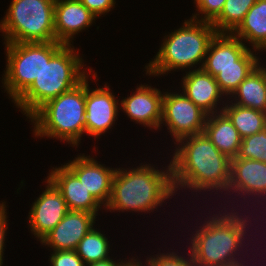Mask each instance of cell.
<instances>
[{
    "label": "cell",
    "mask_w": 266,
    "mask_h": 266,
    "mask_svg": "<svg viewBox=\"0 0 266 266\" xmlns=\"http://www.w3.org/2000/svg\"><path fill=\"white\" fill-rule=\"evenodd\" d=\"M175 144L179 146L170 161L175 191L180 187L193 192L228 190L231 159L221 153L204 132L184 137Z\"/></svg>",
    "instance_id": "obj_1"
},
{
    "label": "cell",
    "mask_w": 266,
    "mask_h": 266,
    "mask_svg": "<svg viewBox=\"0 0 266 266\" xmlns=\"http://www.w3.org/2000/svg\"><path fill=\"white\" fill-rule=\"evenodd\" d=\"M224 209L225 213L220 211L216 215L213 213V216L207 217L209 219L204 220V223L198 227L199 229L194 231L195 233L192 232L190 253L195 266H238L245 264L246 261L242 259L245 256L243 255V247L246 246L245 239L246 241L249 240L246 236H250L247 235V232L251 227V224L249 225L251 218L242 214L243 218L241 213L239 215V212H234L233 207L231 208L232 212H227L226 206ZM241 254L242 258H240Z\"/></svg>",
    "instance_id": "obj_2"
},
{
    "label": "cell",
    "mask_w": 266,
    "mask_h": 266,
    "mask_svg": "<svg viewBox=\"0 0 266 266\" xmlns=\"http://www.w3.org/2000/svg\"><path fill=\"white\" fill-rule=\"evenodd\" d=\"M132 169L116 168L111 196L104 209L114 211L153 212L176 193L171 162L165 169L139 164ZM171 196V197H170Z\"/></svg>",
    "instance_id": "obj_3"
},
{
    "label": "cell",
    "mask_w": 266,
    "mask_h": 266,
    "mask_svg": "<svg viewBox=\"0 0 266 266\" xmlns=\"http://www.w3.org/2000/svg\"><path fill=\"white\" fill-rule=\"evenodd\" d=\"M83 61L73 45H64L45 62L38 78L14 101L15 106L30 118L47 101L71 90L87 77Z\"/></svg>",
    "instance_id": "obj_4"
},
{
    "label": "cell",
    "mask_w": 266,
    "mask_h": 266,
    "mask_svg": "<svg viewBox=\"0 0 266 266\" xmlns=\"http://www.w3.org/2000/svg\"><path fill=\"white\" fill-rule=\"evenodd\" d=\"M216 34L210 22L192 18L185 20L182 27L164 36L155 58L145 66L146 74L159 76L185 68L190 71L199 63L202 64L197 69H201L209 44Z\"/></svg>",
    "instance_id": "obj_5"
},
{
    "label": "cell",
    "mask_w": 266,
    "mask_h": 266,
    "mask_svg": "<svg viewBox=\"0 0 266 266\" xmlns=\"http://www.w3.org/2000/svg\"><path fill=\"white\" fill-rule=\"evenodd\" d=\"M86 78L71 90L47 101L29 119L36 137L59 139L77 147L85 127Z\"/></svg>",
    "instance_id": "obj_6"
},
{
    "label": "cell",
    "mask_w": 266,
    "mask_h": 266,
    "mask_svg": "<svg viewBox=\"0 0 266 266\" xmlns=\"http://www.w3.org/2000/svg\"><path fill=\"white\" fill-rule=\"evenodd\" d=\"M56 0H12L0 21L4 43L54 42Z\"/></svg>",
    "instance_id": "obj_7"
},
{
    "label": "cell",
    "mask_w": 266,
    "mask_h": 266,
    "mask_svg": "<svg viewBox=\"0 0 266 266\" xmlns=\"http://www.w3.org/2000/svg\"><path fill=\"white\" fill-rule=\"evenodd\" d=\"M4 44L7 63L2 84L12 102L38 78L45 62L64 46L56 41Z\"/></svg>",
    "instance_id": "obj_8"
},
{
    "label": "cell",
    "mask_w": 266,
    "mask_h": 266,
    "mask_svg": "<svg viewBox=\"0 0 266 266\" xmlns=\"http://www.w3.org/2000/svg\"><path fill=\"white\" fill-rule=\"evenodd\" d=\"M208 114L196 106L183 92H164L161 124L177 143L180 139L204 132ZM165 122V123H164Z\"/></svg>",
    "instance_id": "obj_9"
},
{
    "label": "cell",
    "mask_w": 266,
    "mask_h": 266,
    "mask_svg": "<svg viewBox=\"0 0 266 266\" xmlns=\"http://www.w3.org/2000/svg\"><path fill=\"white\" fill-rule=\"evenodd\" d=\"M88 76L86 77L85 127L86 134L94 137L105 134L113 127L117 120L118 103L109 85L104 88L90 89ZM119 108V109H118Z\"/></svg>",
    "instance_id": "obj_10"
},
{
    "label": "cell",
    "mask_w": 266,
    "mask_h": 266,
    "mask_svg": "<svg viewBox=\"0 0 266 266\" xmlns=\"http://www.w3.org/2000/svg\"><path fill=\"white\" fill-rule=\"evenodd\" d=\"M47 186L29 211L30 230L41 241L67 214L68 207L60 191L47 178Z\"/></svg>",
    "instance_id": "obj_11"
},
{
    "label": "cell",
    "mask_w": 266,
    "mask_h": 266,
    "mask_svg": "<svg viewBox=\"0 0 266 266\" xmlns=\"http://www.w3.org/2000/svg\"><path fill=\"white\" fill-rule=\"evenodd\" d=\"M90 191V194L104 207H106L112 188V180L116 168L100 164L97 160L80 154L73 161L64 164Z\"/></svg>",
    "instance_id": "obj_12"
},
{
    "label": "cell",
    "mask_w": 266,
    "mask_h": 266,
    "mask_svg": "<svg viewBox=\"0 0 266 266\" xmlns=\"http://www.w3.org/2000/svg\"><path fill=\"white\" fill-rule=\"evenodd\" d=\"M96 215L68 210L64 218L40 241L53 251L76 250L81 239L94 227Z\"/></svg>",
    "instance_id": "obj_13"
},
{
    "label": "cell",
    "mask_w": 266,
    "mask_h": 266,
    "mask_svg": "<svg viewBox=\"0 0 266 266\" xmlns=\"http://www.w3.org/2000/svg\"><path fill=\"white\" fill-rule=\"evenodd\" d=\"M163 95L160 89L141 84L133 94L120 101L119 106L131 121L160 130Z\"/></svg>",
    "instance_id": "obj_14"
},
{
    "label": "cell",
    "mask_w": 266,
    "mask_h": 266,
    "mask_svg": "<svg viewBox=\"0 0 266 266\" xmlns=\"http://www.w3.org/2000/svg\"><path fill=\"white\" fill-rule=\"evenodd\" d=\"M230 191L233 194L236 192V196H244V202L247 195L248 198L255 197L254 201L257 202L256 198L266 193V163L253 159H231L230 182L224 194L231 196L228 194Z\"/></svg>",
    "instance_id": "obj_15"
},
{
    "label": "cell",
    "mask_w": 266,
    "mask_h": 266,
    "mask_svg": "<svg viewBox=\"0 0 266 266\" xmlns=\"http://www.w3.org/2000/svg\"><path fill=\"white\" fill-rule=\"evenodd\" d=\"M95 19L97 17L80 0H56L54 12L56 42L72 45L74 35L94 24Z\"/></svg>",
    "instance_id": "obj_16"
},
{
    "label": "cell",
    "mask_w": 266,
    "mask_h": 266,
    "mask_svg": "<svg viewBox=\"0 0 266 266\" xmlns=\"http://www.w3.org/2000/svg\"><path fill=\"white\" fill-rule=\"evenodd\" d=\"M47 178L60 191L66 201L68 210L84 211L98 215L102 205L65 165L58 168L53 167Z\"/></svg>",
    "instance_id": "obj_17"
},
{
    "label": "cell",
    "mask_w": 266,
    "mask_h": 266,
    "mask_svg": "<svg viewBox=\"0 0 266 266\" xmlns=\"http://www.w3.org/2000/svg\"><path fill=\"white\" fill-rule=\"evenodd\" d=\"M181 81L183 93L208 115L217 113L220 109L223 110V107L219 108L217 105L221 103L224 94L215 77L202 68L187 71Z\"/></svg>",
    "instance_id": "obj_18"
},
{
    "label": "cell",
    "mask_w": 266,
    "mask_h": 266,
    "mask_svg": "<svg viewBox=\"0 0 266 266\" xmlns=\"http://www.w3.org/2000/svg\"><path fill=\"white\" fill-rule=\"evenodd\" d=\"M249 49L230 33H217L211 40L202 69L215 77L221 68L238 66V59Z\"/></svg>",
    "instance_id": "obj_19"
},
{
    "label": "cell",
    "mask_w": 266,
    "mask_h": 266,
    "mask_svg": "<svg viewBox=\"0 0 266 266\" xmlns=\"http://www.w3.org/2000/svg\"><path fill=\"white\" fill-rule=\"evenodd\" d=\"M204 134L221 153L230 159L237 157L242 137L223 111L208 115Z\"/></svg>",
    "instance_id": "obj_20"
},
{
    "label": "cell",
    "mask_w": 266,
    "mask_h": 266,
    "mask_svg": "<svg viewBox=\"0 0 266 266\" xmlns=\"http://www.w3.org/2000/svg\"><path fill=\"white\" fill-rule=\"evenodd\" d=\"M234 104L266 113V68L261 63L238 85L229 98Z\"/></svg>",
    "instance_id": "obj_21"
},
{
    "label": "cell",
    "mask_w": 266,
    "mask_h": 266,
    "mask_svg": "<svg viewBox=\"0 0 266 266\" xmlns=\"http://www.w3.org/2000/svg\"><path fill=\"white\" fill-rule=\"evenodd\" d=\"M242 42H249L252 49H266V0H257L239 26L231 33ZM266 51V50H265Z\"/></svg>",
    "instance_id": "obj_22"
},
{
    "label": "cell",
    "mask_w": 266,
    "mask_h": 266,
    "mask_svg": "<svg viewBox=\"0 0 266 266\" xmlns=\"http://www.w3.org/2000/svg\"><path fill=\"white\" fill-rule=\"evenodd\" d=\"M254 49L249 48L239 59L238 66H227L220 69L215 76L220 90L225 95H232L238 85L260 64V58L257 57Z\"/></svg>",
    "instance_id": "obj_23"
},
{
    "label": "cell",
    "mask_w": 266,
    "mask_h": 266,
    "mask_svg": "<svg viewBox=\"0 0 266 266\" xmlns=\"http://www.w3.org/2000/svg\"><path fill=\"white\" fill-rule=\"evenodd\" d=\"M228 101L225 103V106L223 105L222 111L232 121L233 126L238 130L242 138L258 133L266 128L265 112L238 106L230 101L228 103Z\"/></svg>",
    "instance_id": "obj_24"
},
{
    "label": "cell",
    "mask_w": 266,
    "mask_h": 266,
    "mask_svg": "<svg viewBox=\"0 0 266 266\" xmlns=\"http://www.w3.org/2000/svg\"><path fill=\"white\" fill-rule=\"evenodd\" d=\"M109 250L111 249L108 238L101 231H98L97 228L93 227L81 239L75 251L86 265L110 258Z\"/></svg>",
    "instance_id": "obj_25"
},
{
    "label": "cell",
    "mask_w": 266,
    "mask_h": 266,
    "mask_svg": "<svg viewBox=\"0 0 266 266\" xmlns=\"http://www.w3.org/2000/svg\"><path fill=\"white\" fill-rule=\"evenodd\" d=\"M257 0H226L221 14L211 23L217 33H232Z\"/></svg>",
    "instance_id": "obj_26"
},
{
    "label": "cell",
    "mask_w": 266,
    "mask_h": 266,
    "mask_svg": "<svg viewBox=\"0 0 266 266\" xmlns=\"http://www.w3.org/2000/svg\"><path fill=\"white\" fill-rule=\"evenodd\" d=\"M236 158L253 159L266 163V128L242 138Z\"/></svg>",
    "instance_id": "obj_27"
},
{
    "label": "cell",
    "mask_w": 266,
    "mask_h": 266,
    "mask_svg": "<svg viewBox=\"0 0 266 266\" xmlns=\"http://www.w3.org/2000/svg\"><path fill=\"white\" fill-rule=\"evenodd\" d=\"M226 0H194L198 11L190 18L212 23L222 12ZM199 13V14H198ZM200 14L201 17L199 16ZM204 16V17H203Z\"/></svg>",
    "instance_id": "obj_28"
},
{
    "label": "cell",
    "mask_w": 266,
    "mask_h": 266,
    "mask_svg": "<svg viewBox=\"0 0 266 266\" xmlns=\"http://www.w3.org/2000/svg\"><path fill=\"white\" fill-rule=\"evenodd\" d=\"M187 256V258H185V255L183 257L179 256L174 251L168 253L162 252L155 256L147 257L145 264L147 266H195L190 251Z\"/></svg>",
    "instance_id": "obj_29"
},
{
    "label": "cell",
    "mask_w": 266,
    "mask_h": 266,
    "mask_svg": "<svg viewBox=\"0 0 266 266\" xmlns=\"http://www.w3.org/2000/svg\"><path fill=\"white\" fill-rule=\"evenodd\" d=\"M51 253L50 266H85L75 250H60Z\"/></svg>",
    "instance_id": "obj_30"
},
{
    "label": "cell",
    "mask_w": 266,
    "mask_h": 266,
    "mask_svg": "<svg viewBox=\"0 0 266 266\" xmlns=\"http://www.w3.org/2000/svg\"><path fill=\"white\" fill-rule=\"evenodd\" d=\"M80 2L97 18L110 12L115 6V0H80Z\"/></svg>",
    "instance_id": "obj_31"
},
{
    "label": "cell",
    "mask_w": 266,
    "mask_h": 266,
    "mask_svg": "<svg viewBox=\"0 0 266 266\" xmlns=\"http://www.w3.org/2000/svg\"><path fill=\"white\" fill-rule=\"evenodd\" d=\"M6 202H2L0 203V266L3 265V251L5 250V236L6 235V230L8 229V225H7V212H6Z\"/></svg>",
    "instance_id": "obj_32"
},
{
    "label": "cell",
    "mask_w": 266,
    "mask_h": 266,
    "mask_svg": "<svg viewBox=\"0 0 266 266\" xmlns=\"http://www.w3.org/2000/svg\"><path fill=\"white\" fill-rule=\"evenodd\" d=\"M124 261L119 259V262L114 261L111 258H108L106 260L92 262L89 264H86L85 266H120Z\"/></svg>",
    "instance_id": "obj_33"
},
{
    "label": "cell",
    "mask_w": 266,
    "mask_h": 266,
    "mask_svg": "<svg viewBox=\"0 0 266 266\" xmlns=\"http://www.w3.org/2000/svg\"><path fill=\"white\" fill-rule=\"evenodd\" d=\"M142 261H140V260H137V259H135V257H133V258H131L130 260L128 259V261L126 260H124V262L120 265V266H147V264L145 265H143L142 263H141Z\"/></svg>",
    "instance_id": "obj_34"
},
{
    "label": "cell",
    "mask_w": 266,
    "mask_h": 266,
    "mask_svg": "<svg viewBox=\"0 0 266 266\" xmlns=\"http://www.w3.org/2000/svg\"><path fill=\"white\" fill-rule=\"evenodd\" d=\"M266 193L264 194V195H262L259 199H262L261 201L259 200V199H257V201H258V203L257 204H259V202L261 203V205L263 206V203H262V201H264V202H266ZM263 196H265V197H263ZM264 199V200H263Z\"/></svg>",
    "instance_id": "obj_35"
}]
</instances>
